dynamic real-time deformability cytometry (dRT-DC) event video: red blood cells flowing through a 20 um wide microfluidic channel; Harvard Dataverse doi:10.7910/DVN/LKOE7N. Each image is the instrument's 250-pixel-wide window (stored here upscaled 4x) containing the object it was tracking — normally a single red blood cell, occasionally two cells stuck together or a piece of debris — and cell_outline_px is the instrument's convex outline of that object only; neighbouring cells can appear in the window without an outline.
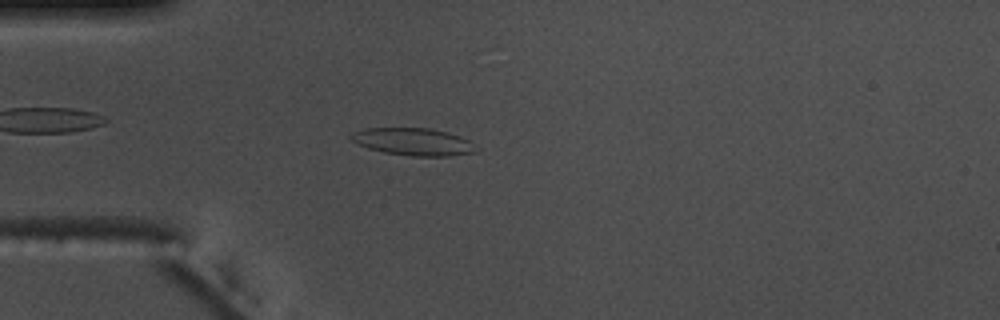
{"species": "common noctule bat (a hibernating species)", "species_latin": "Nyctalus noctula", "temperature_condition": "warm", "stored_images_in_passage": 55, "camera_frame_rate_fps": 3000, "um_per_image_px": 0.085, "animal": {"sex": "male", "body_mass_g": 17.5, "forearm_length_mm": 52.3}, "frame": {"image": 1, "passage_image": 15, "time_ms": 4.667, "image_size_px": [1000, 320], "cell_outline_px": [[476, 152], [448, 156], [412, 156], [384, 152], [368, 148], [348, 140], [348, 136], [364, 128], [428, 128], [448, 132], [460, 136], [468, 140]], "centroid_in_image_um": [35.06, 12.04], "position_along_channel_um": 49.9, "area_um2": 19.77}}
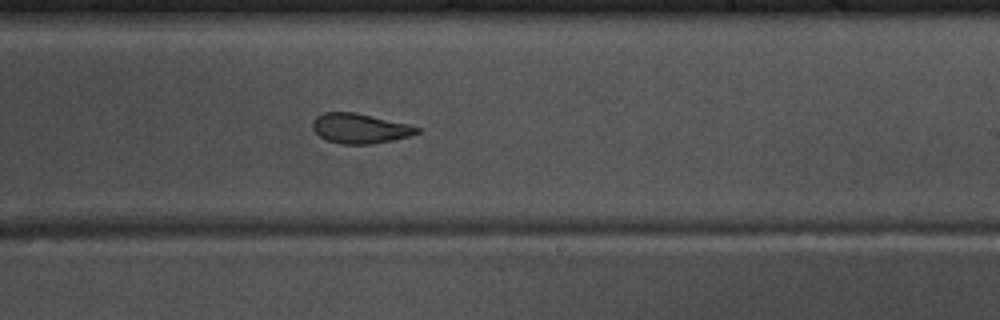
{"frame": {"image": 2, "passage_image": 33, "time_ms": 10.667, "image_size_px": [1000, 320], "cell_outline_px": [[420, 132], [408, 136], [392, 140], [372, 144], [340, 144], [328, 140], [320, 136], [312, 128], [312, 120], [316, 116], [324, 112], [352, 112], [408, 124], [420, 128]], "centroid_in_image_um": [30.56, 10.92], "position_along_channel_um": 258.4, "area_um2": 17.98}}
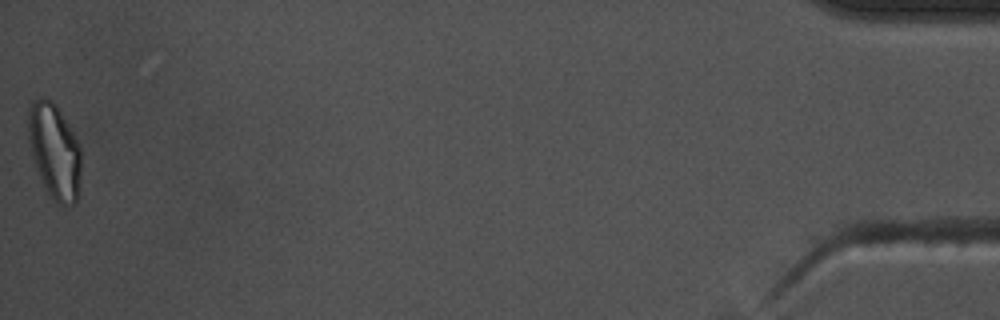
{"frame": {"image": 3, "passage_image": 55, "time_ms": 18.0, "image_size_px": [1000, 320], "cell_outline_px": [[80, 192], [76, 204], [64, 208], [56, 204], [44, 188], [36, 168], [28, 140], [28, 108], [32, 100], [40, 96], [44, 96], [52, 100], [56, 104], [72, 132], [80, 148]], "centroid_in_image_um": [4.62, 12.89], "position_along_channel_um": 430.6, "area_um2": 29.88}, "authors_computed_cell_mechanics": {"area_um2": 19.652, "velocity_mm_per_s": 3.6814, "shape_relaxation_time_tau1_ms": 6.8374, "shape_relaxation_time_tau2_ms": 2.0163, "deformation_change_tau1": 0.2056, "deformation_change_tau2": 0.0999}}